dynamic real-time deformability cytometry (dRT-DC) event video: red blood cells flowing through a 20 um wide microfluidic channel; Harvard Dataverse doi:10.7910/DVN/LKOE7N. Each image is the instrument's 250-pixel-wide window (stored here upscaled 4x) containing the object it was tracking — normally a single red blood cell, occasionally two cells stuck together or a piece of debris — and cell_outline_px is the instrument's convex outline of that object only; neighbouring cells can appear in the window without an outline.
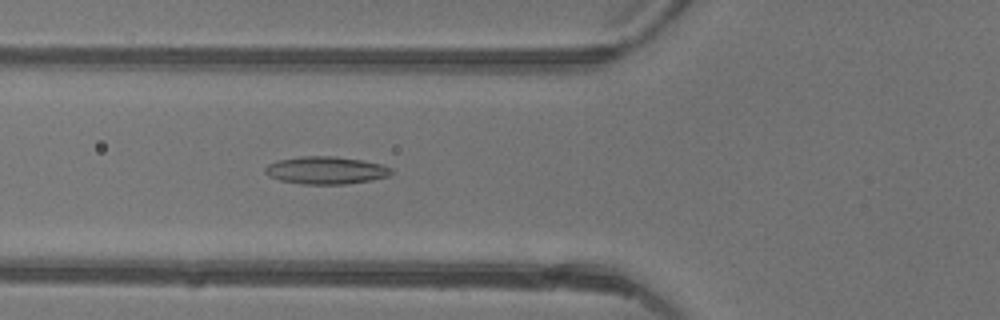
{"species": "common noctule bat (a hibernating species)", "species_latin": "Nyctalus noctula", "temperature_condition": "warm", "stored_images_in_passage": 46, "camera_frame_rate_fps": 3000, "um_per_image_px": 0.085, "animal": {"sex": "female"}, "frame": {"image": 1, "passage_image": 17, "time_ms": 5.333, "image_size_px": [1000, 320], "cell_outline_px": [[392, 172], [388, 176], [372, 180], [344, 184], [300, 184], [280, 180], [268, 176], [264, 172], [264, 168], [268, 164], [280, 160], [300, 156], [336, 156], [360, 160], [380, 164], [392, 168]], "centroid_in_image_um": [27.68, 14.48], "position_along_channel_um": 98.1, "area_um2": 20.23}}
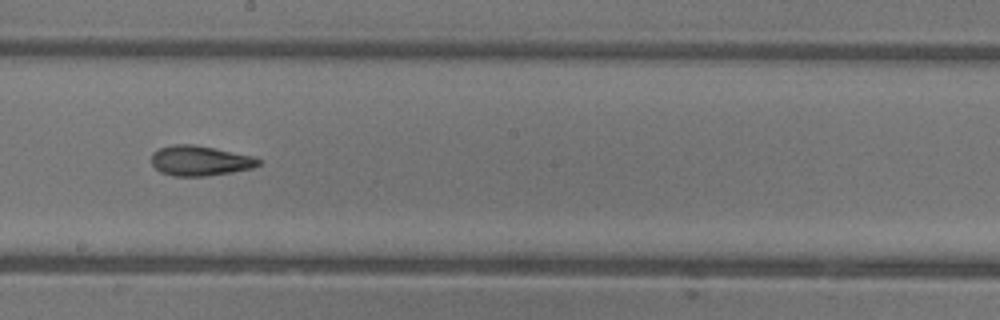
{"frame": {"image": 2, "passage_image": 26, "time_ms": 8.333, "image_size_px": [1000, 320], "cell_outline_px": [[264, 160], [260, 164], [252, 168], [232, 172], [204, 176], [172, 176], [160, 172], [152, 164], [152, 152], [160, 148], [176, 144], [192, 144], [252, 156]], "centroid_in_image_um": [17.0, 13.67], "position_along_channel_um": 231.2, "area_um2": 18.61}}
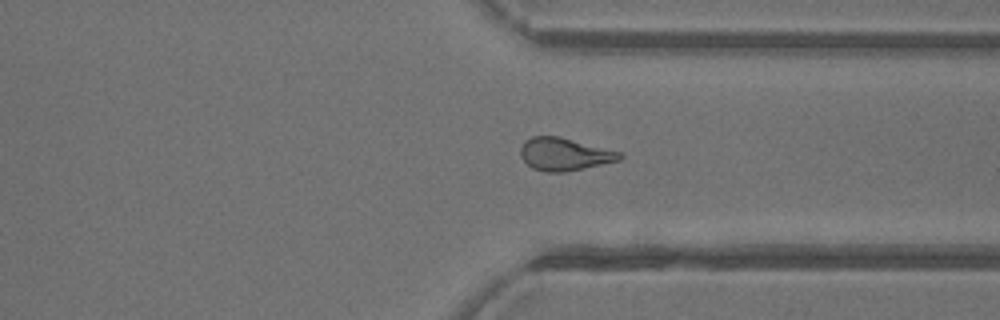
{"frame": {"image": 3, "passage_image": 35, "time_ms": 11.333, "image_size_px": [1000, 320], "cell_outline_px": [[624, 156], [620, 160], [584, 168], [564, 172], [544, 172], [532, 168], [520, 156], [520, 148], [524, 140], [532, 136], [560, 136], [620, 152]], "centroid_in_image_um": [47.95, 13.1], "position_along_channel_um": 363.5, "area_um2": 18.9}, "authors_computed_cell_mechanics": {"area_um2": 19.3919, "velocity_mm_per_s": 4.4212, "shape_relaxation_time_tau1_ms": null, "shape_relaxation_time_tau2_ms": 2.4206, "deformation_change_tau1": null, "deformation_change_tau2": 0.1112}}